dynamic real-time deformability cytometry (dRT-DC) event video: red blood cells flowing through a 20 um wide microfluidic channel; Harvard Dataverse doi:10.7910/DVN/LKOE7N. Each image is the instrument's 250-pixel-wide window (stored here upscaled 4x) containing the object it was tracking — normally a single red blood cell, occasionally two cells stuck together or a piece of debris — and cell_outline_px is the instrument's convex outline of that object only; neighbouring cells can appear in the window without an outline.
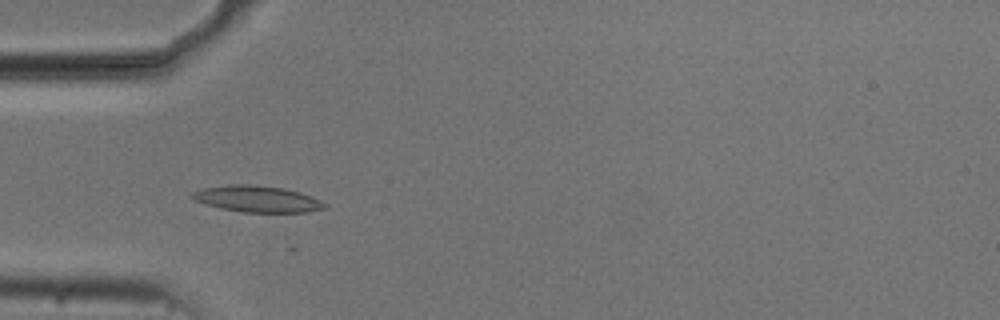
{"species": "common noctule bat (a hibernating species)", "species_latin": "Nyctalus noctula", "temperature_condition": "cold", "stored_images_in_passage": 35, "camera_frame_rate_fps": 3000, "um_per_image_px": 0.085, "animal": {"sex": "male", "body_mass_g": 20.5, "forearm_length_mm": 52.5}, "frame": {"image": 1, "passage_image": 17, "time_ms": 5.333, "image_size_px": [1000, 320], "cell_outline_px": [[328, 208], [308, 212], [240, 212], [220, 208], [192, 200], [188, 196], [192, 192], [204, 188], [228, 184], [256, 184], [284, 188], [300, 192], [312, 196], [328, 204]], "centroid_in_image_um": [21.87, 16.9], "position_along_channel_um": 63.1, "area_um2": 20.75}}
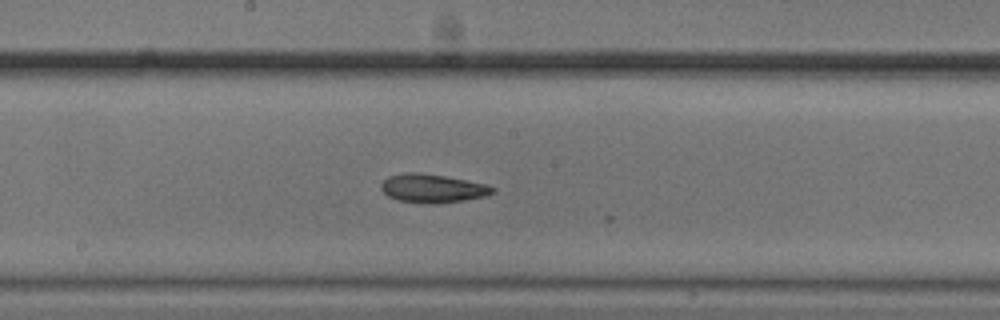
{"frame": {"image": 2, "passage_image": 29, "time_ms": 9.333, "image_size_px": [1000, 320], "cell_outline_px": [[496, 192], [484, 196], [464, 200], [440, 204], [428, 204], [396, 200], [388, 196], [380, 188], [380, 184], [388, 176], [408, 172], [420, 172], [444, 176], [484, 184], [496, 188]], "centroid_in_image_um": [36.74, 16.02], "position_along_channel_um": 211.5, "area_um2": 18.61}}
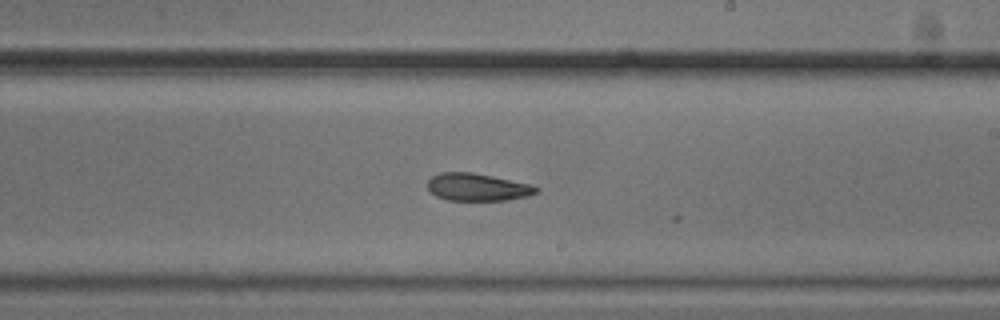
{"frame": {"image": 3, "passage_image": 32, "time_ms": 10.333, "image_size_px": [1000, 320], "cell_outline_px": [[540, 192], [528, 196], [508, 200], [448, 200], [436, 196], [428, 188], [428, 180], [432, 176], [440, 172], [472, 172], [532, 184], [540, 188]], "centroid_in_image_um": [40.63, 15.9], "position_along_channel_um": 248.4, "area_um2": 17.51}}